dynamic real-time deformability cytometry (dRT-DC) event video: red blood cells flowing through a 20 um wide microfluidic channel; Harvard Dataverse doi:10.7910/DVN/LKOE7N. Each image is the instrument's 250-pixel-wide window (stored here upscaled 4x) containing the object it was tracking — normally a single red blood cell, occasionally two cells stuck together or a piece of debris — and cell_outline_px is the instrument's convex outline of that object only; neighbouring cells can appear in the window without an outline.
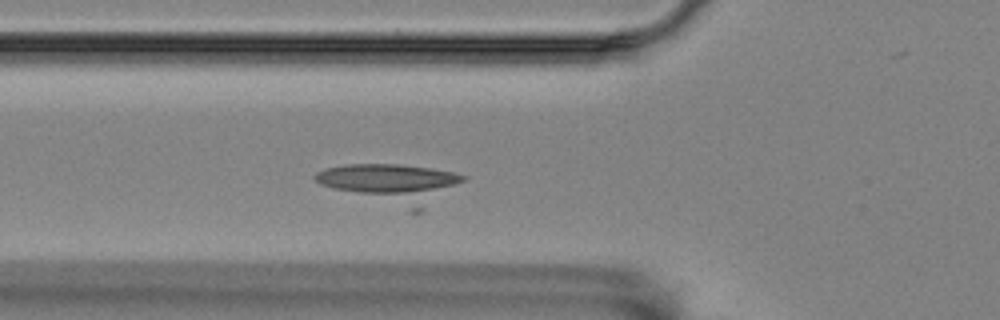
{"species": "Egyptian fruit bat (a non-hibernating species)", "species_latin": "Rousettus aegyptiacus", "temperature_condition": "room temperature", "stored_images_in_passage": 33, "camera_frame_rate_fps": 3000, "um_per_image_px": 0.085, "animal": {"sex": "female"}, "frame": {"image": 1, "passage_image": 20, "time_ms": 6.333, "image_size_px": [1000, 320], "cell_outline_px": [[468, 176], [464, 180], [456, 184], [420, 192], [360, 192], [332, 188], [320, 184], [312, 176], [316, 172], [324, 168], [348, 164], [400, 164], [432, 168], [452, 172]], "centroid_in_image_um": [32.81, 15.13], "position_along_channel_um": 93.0, "area_um2": 24.45}}
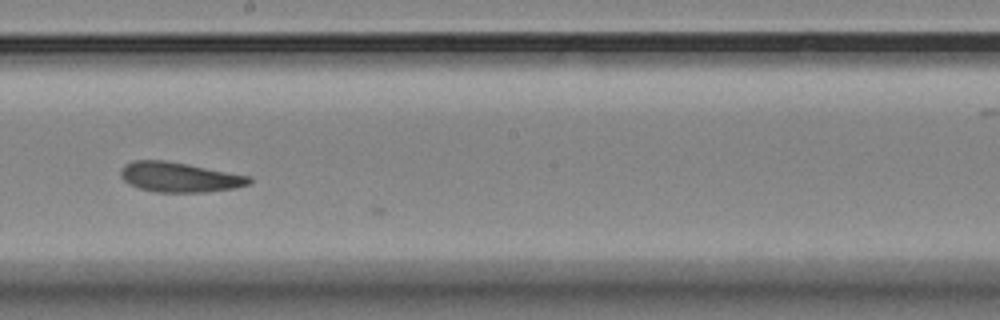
{"frame": {"image": 2, "passage_image": 32, "time_ms": 10.333, "image_size_px": [1000, 320], "cell_outline_px": [[252, 184], [236, 188], [204, 192], [156, 192], [140, 188], [128, 184], [120, 176], [120, 168], [124, 164], [132, 160], [164, 160], [188, 164], [252, 176]], "centroid_in_image_um": [15.26, 15.05], "position_along_channel_um": 232.9, "area_um2": 22.66}}